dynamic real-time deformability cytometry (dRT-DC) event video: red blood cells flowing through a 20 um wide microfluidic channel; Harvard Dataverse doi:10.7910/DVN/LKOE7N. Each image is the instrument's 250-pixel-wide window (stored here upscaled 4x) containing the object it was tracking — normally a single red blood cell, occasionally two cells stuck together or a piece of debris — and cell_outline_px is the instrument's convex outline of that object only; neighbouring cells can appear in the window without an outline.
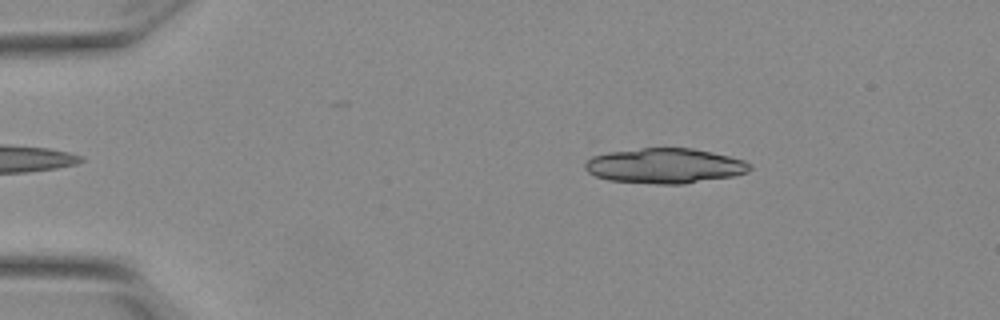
{"species": "Egyptian fruit bat (a non-hibernating species)", "species_latin": "Rousettus aegyptiacus", "temperature_condition": "warm", "stored_images_in_passage": 17, "camera_frame_rate_fps": 3000, "um_per_image_px": 0.085, "animal": {"sex": "female"}, "frame": {"image": 1, "passage_image": 2, "time_ms": 0.333, "image_size_px": [1000, 320], "cell_outline_px": [[752, 168], [748, 172], [732, 176], [684, 184], [656, 184], [608, 180], [596, 176], [588, 172], [584, 168], [584, 164], [592, 156], [608, 152], [640, 148], [692, 148], [712, 152], [744, 160], [752, 164]], "centroid_in_image_um": [56.51, 14.09], "position_along_channel_um": 28.5, "area_um2": 33.76}}